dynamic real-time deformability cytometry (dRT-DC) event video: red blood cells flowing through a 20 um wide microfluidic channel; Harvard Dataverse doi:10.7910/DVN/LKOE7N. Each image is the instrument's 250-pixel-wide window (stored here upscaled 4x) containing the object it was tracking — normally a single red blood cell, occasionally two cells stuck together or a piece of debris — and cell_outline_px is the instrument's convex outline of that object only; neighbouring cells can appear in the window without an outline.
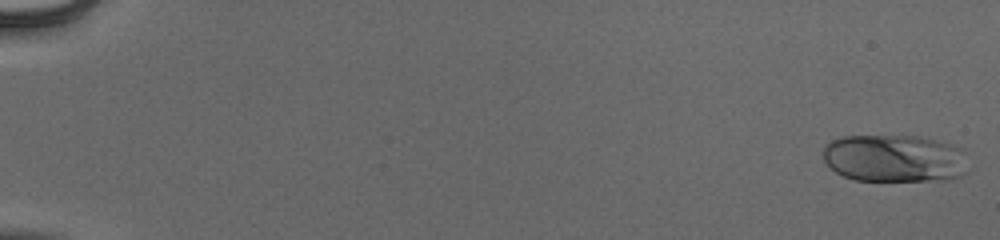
{"species": "human", "species_latin": "Homo sapiens", "temperature_condition": "cold", "stored_images_in_passage": 54, "camera_frame_rate_fps": 3000, "um_per_image_px": 0.085, "donor": {"sex": "male"}, "frame": {"image": 1, "passage_image": 1, "time_ms": 0.0, "image_size_px": [1000, 240], "cell_outline_px": [[968, 172], [960, 176], [948, 180], [856, 180], [844, 176], [836, 172], [824, 160], [824, 148], [832, 140], [844, 136], [920, 136], [936, 140], [956, 148]], "centroid_in_image_um": [75.97, 13.47], "position_along_channel_um": 9.0, "area_um2": 39.42}}
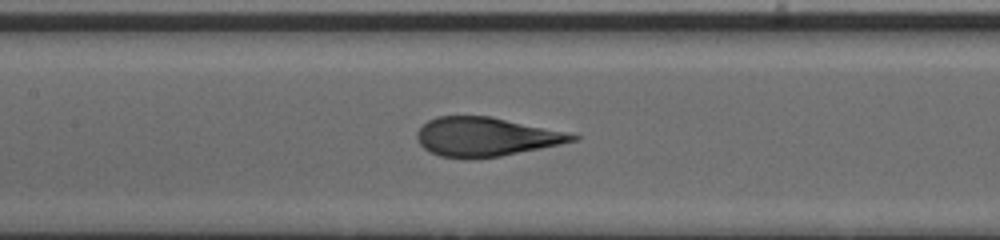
{"frame": {"image": 2, "passage_image": 28, "time_ms": 9.0, "image_size_px": [1000, 240], "cell_outline_px": [[580, 140], [500, 156], [468, 160], [464, 160], [440, 156], [428, 152], [416, 140], [416, 132], [428, 120], [436, 116], [488, 116], [568, 132], [580, 136]], "centroid_in_image_um": [41.25, 11.65], "position_along_channel_um": 166.1, "area_um2": 35.49}}
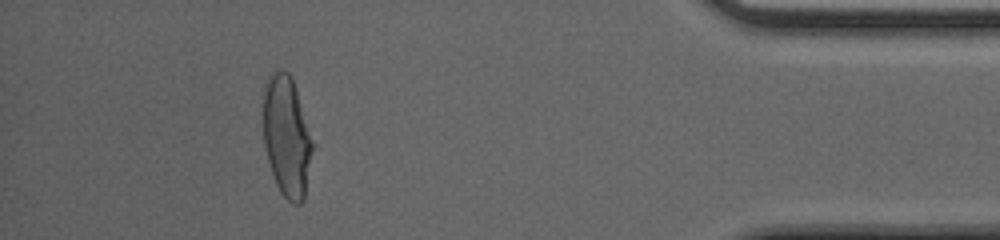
{"frame": {"image": 3, "passage_image": 50, "time_ms": 16.333, "image_size_px": [1000, 240], "cell_outline_px": [[312, 148], [304, 200], [300, 204], [292, 204], [280, 192], [276, 184], [268, 160], [264, 144], [264, 84], [268, 72], [276, 68], [288, 72], [292, 80], [312, 140]], "centroid_in_image_um": [24.34, 11.58], "position_along_channel_um": 410.9, "area_um2": 34.16}, "authors_computed_cell_mechanics": {"area_um2": 36.3562, "velocity_mm_per_s": 3.9199, "shape_relaxation_time_tau1_ms": 4.6854, "shape_relaxation_time_tau2_ms": null, "deformation_change_tau1": 0.2096, "deformation_change_tau2": null}}